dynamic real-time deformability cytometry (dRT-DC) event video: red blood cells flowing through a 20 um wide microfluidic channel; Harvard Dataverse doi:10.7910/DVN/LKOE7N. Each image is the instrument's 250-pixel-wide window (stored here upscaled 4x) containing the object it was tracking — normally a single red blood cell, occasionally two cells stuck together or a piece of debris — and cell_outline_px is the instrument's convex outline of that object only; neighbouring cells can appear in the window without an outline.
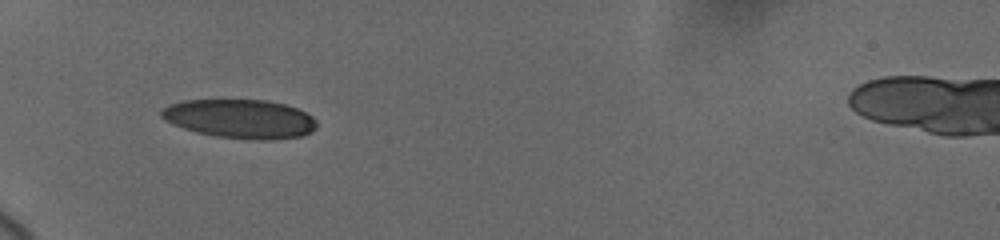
{"species": "human", "species_latin": "Homo sapiens", "temperature_condition": "cold", "stored_images_in_passage": 15, "camera_frame_rate_fps": 3000, "um_per_image_px": 0.085, "donor": {"sex": "female"}, "frame": {"image": 1, "passage_image": 1, "time_ms": 0.0, "image_size_px": [1000, 240], "cell_outline_px": [[316, 128], [312, 132], [304, 136], [268, 140], [252, 140], [216, 136], [196, 132], [172, 124], [164, 120], [160, 116], [160, 112], [168, 104], [184, 100], [268, 100], [284, 104], [296, 108], [312, 116], [316, 120]], "centroid_in_image_um": [20.41, 10.1], "position_along_channel_um": 64.6, "area_um2": 35.43}}
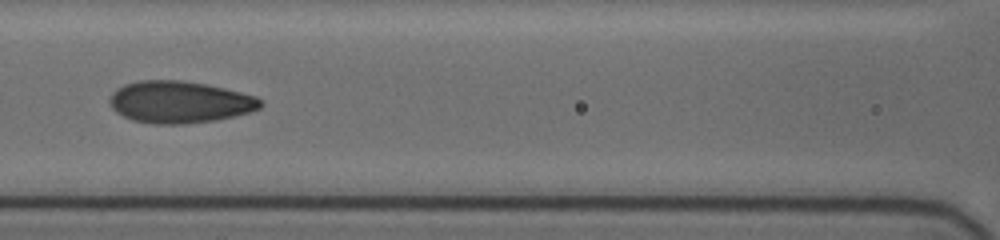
{"frame": {"image": 2, "passage_image": 11, "time_ms": 2.667, "image_size_px": [1000, 240], "cell_outline_px": [[264, 104], [260, 108], [248, 112], [216, 120], [184, 124], [152, 124], [132, 120], [116, 112], [112, 108], [108, 100], [112, 92], [116, 88], [124, 84], [140, 80], [184, 80], [208, 84], [256, 96]], "centroid_in_image_um": [15.23, 8.67], "position_along_channel_um": 151.4, "area_um2": 37.05}}
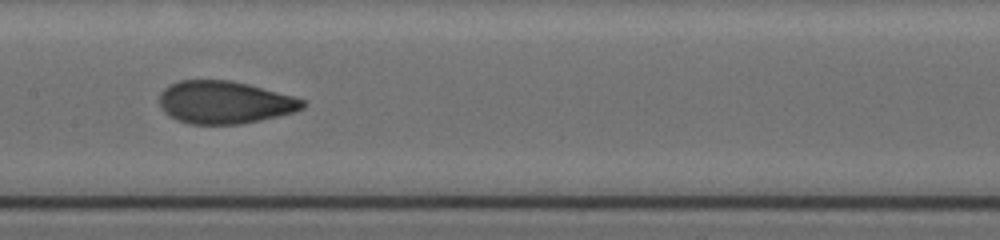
{"frame": {"image": 3, "passage_image": 14, "time_ms": 3.667, "image_size_px": [1000, 240], "cell_outline_px": [[304, 108], [296, 112], [260, 120], [240, 124], [188, 124], [176, 120], [168, 116], [160, 108], [160, 92], [164, 88], [180, 80], [228, 80], [248, 84], [292, 96], [304, 100]], "centroid_in_image_um": [19.06, 8.71], "position_along_channel_um": 188.3, "area_um2": 35.6}}